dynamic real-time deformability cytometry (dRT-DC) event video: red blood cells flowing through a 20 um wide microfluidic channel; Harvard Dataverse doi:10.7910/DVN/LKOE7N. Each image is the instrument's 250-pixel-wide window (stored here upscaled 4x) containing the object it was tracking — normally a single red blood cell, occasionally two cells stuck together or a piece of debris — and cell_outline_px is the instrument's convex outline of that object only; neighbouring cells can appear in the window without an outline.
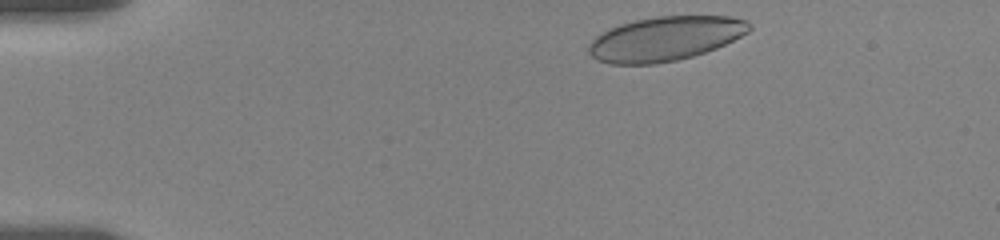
{"species": "human", "species_latin": "Homo sapiens", "temperature_condition": "room temperature", "stored_images_in_passage": 32, "camera_frame_rate_fps": 3000, "um_per_image_px": 0.085, "donor": {"sex": "female"}, "frame": {"image": 1, "passage_image": 1, "time_ms": 0.0, "image_size_px": [1000, 240], "cell_outline_px": [[752, 28], [748, 32], [716, 48], [692, 56], [676, 60], [656, 64], [608, 64], [596, 60], [588, 52], [588, 44], [600, 32], [620, 24], [636, 20], [656, 16], [728, 16], [748, 20], [752, 24]], "centroid_in_image_um": [56.52, 3.29], "position_along_channel_um": 28.5, "area_um2": 41.56}}
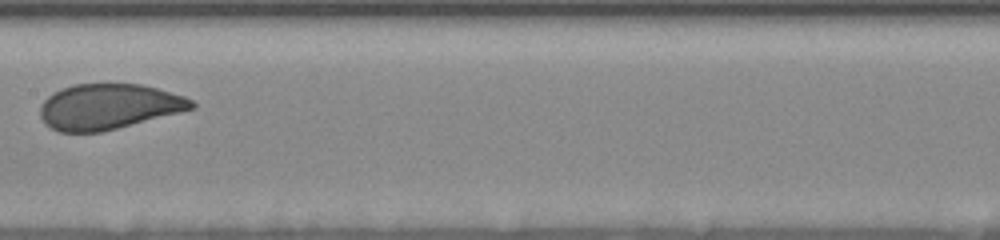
{"frame": {"image": 2, "passage_image": 17, "time_ms": 7.0, "image_size_px": [1000, 240], "cell_outline_px": [[196, 108], [100, 132], [60, 132], [52, 128], [40, 116], [40, 104], [52, 92], [60, 88], [72, 84], [140, 84], [156, 88], [184, 96], [192, 100], [196, 104]], "centroid_in_image_um": [9.21, 9.05], "position_along_channel_um": 198.2, "area_um2": 39.88}}
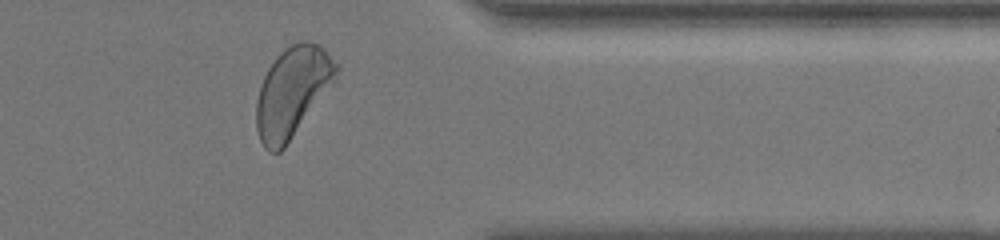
{"frame": {"image": 3, "passage_image": 29, "time_ms": 12.667, "image_size_px": [1000, 240], "cell_outline_px": [[340, 68], [336, 80], [284, 148], [280, 152], [268, 152], [264, 148], [260, 140], [256, 128], [256, 100], [264, 76], [268, 68], [276, 56], [280, 52], [292, 44], [300, 40], [308, 40], [320, 44], [340, 64]], "centroid_in_image_um": [24.88, 7.78], "position_along_channel_um": 386.5, "area_um2": 42.19}, "authors_computed_cell_mechanics": {"area_um2": 41.4426, "velocity_mm_per_s": 3.48, "shape_relaxation_time_tau1_ms": 3.7828, "shape_relaxation_time_tau2_ms": null, "deformation_change_tau1": 0.1306, "deformation_change_tau2": null}}